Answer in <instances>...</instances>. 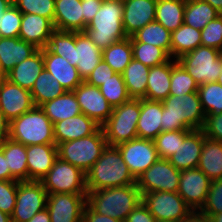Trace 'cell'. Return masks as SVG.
Masks as SVG:
<instances>
[{"label":"cell","instance_id":"1","mask_svg":"<svg viewBox=\"0 0 222 222\" xmlns=\"http://www.w3.org/2000/svg\"><path fill=\"white\" fill-rule=\"evenodd\" d=\"M162 104V131L203 129L206 114L198 92L169 95Z\"/></svg>","mask_w":222,"mask_h":222},{"label":"cell","instance_id":"2","mask_svg":"<svg viewBox=\"0 0 222 222\" xmlns=\"http://www.w3.org/2000/svg\"><path fill=\"white\" fill-rule=\"evenodd\" d=\"M136 184L117 146L107 145L86 173L87 191Z\"/></svg>","mask_w":222,"mask_h":222},{"label":"cell","instance_id":"3","mask_svg":"<svg viewBox=\"0 0 222 222\" xmlns=\"http://www.w3.org/2000/svg\"><path fill=\"white\" fill-rule=\"evenodd\" d=\"M87 192V204L96 213L121 221L142 202L137 184Z\"/></svg>","mask_w":222,"mask_h":222},{"label":"cell","instance_id":"4","mask_svg":"<svg viewBox=\"0 0 222 222\" xmlns=\"http://www.w3.org/2000/svg\"><path fill=\"white\" fill-rule=\"evenodd\" d=\"M123 10V0H103L99 11L87 25L84 32L101 50L127 38L122 24Z\"/></svg>","mask_w":222,"mask_h":222},{"label":"cell","instance_id":"5","mask_svg":"<svg viewBox=\"0 0 222 222\" xmlns=\"http://www.w3.org/2000/svg\"><path fill=\"white\" fill-rule=\"evenodd\" d=\"M9 138L25 146L55 144L53 123L40 106H34L10 122Z\"/></svg>","mask_w":222,"mask_h":222},{"label":"cell","instance_id":"6","mask_svg":"<svg viewBox=\"0 0 222 222\" xmlns=\"http://www.w3.org/2000/svg\"><path fill=\"white\" fill-rule=\"evenodd\" d=\"M107 145L103 129L100 127L87 137L58 144V157L87 173Z\"/></svg>","mask_w":222,"mask_h":222},{"label":"cell","instance_id":"7","mask_svg":"<svg viewBox=\"0 0 222 222\" xmlns=\"http://www.w3.org/2000/svg\"><path fill=\"white\" fill-rule=\"evenodd\" d=\"M140 111L141 99L133 98L113 108L112 114L101 126L108 145L117 146L138 138L137 123Z\"/></svg>","mask_w":222,"mask_h":222},{"label":"cell","instance_id":"8","mask_svg":"<svg viewBox=\"0 0 222 222\" xmlns=\"http://www.w3.org/2000/svg\"><path fill=\"white\" fill-rule=\"evenodd\" d=\"M198 86L217 82L222 71V51L200 45L177 59Z\"/></svg>","mask_w":222,"mask_h":222},{"label":"cell","instance_id":"9","mask_svg":"<svg viewBox=\"0 0 222 222\" xmlns=\"http://www.w3.org/2000/svg\"><path fill=\"white\" fill-rule=\"evenodd\" d=\"M46 192L87 194L86 173L72 164L61 160H55L52 168L41 180Z\"/></svg>","mask_w":222,"mask_h":222},{"label":"cell","instance_id":"10","mask_svg":"<svg viewBox=\"0 0 222 222\" xmlns=\"http://www.w3.org/2000/svg\"><path fill=\"white\" fill-rule=\"evenodd\" d=\"M142 203L159 222H181L192 211L177 192L144 193Z\"/></svg>","mask_w":222,"mask_h":222},{"label":"cell","instance_id":"11","mask_svg":"<svg viewBox=\"0 0 222 222\" xmlns=\"http://www.w3.org/2000/svg\"><path fill=\"white\" fill-rule=\"evenodd\" d=\"M48 193L41 181H17V195L12 222H28L46 208Z\"/></svg>","mask_w":222,"mask_h":222},{"label":"cell","instance_id":"12","mask_svg":"<svg viewBox=\"0 0 222 222\" xmlns=\"http://www.w3.org/2000/svg\"><path fill=\"white\" fill-rule=\"evenodd\" d=\"M181 171L177 170L168 159L159 158L136 180L141 194L149 192H177Z\"/></svg>","mask_w":222,"mask_h":222},{"label":"cell","instance_id":"13","mask_svg":"<svg viewBox=\"0 0 222 222\" xmlns=\"http://www.w3.org/2000/svg\"><path fill=\"white\" fill-rule=\"evenodd\" d=\"M117 147L136 180L159 159L154 140L136 138Z\"/></svg>","mask_w":222,"mask_h":222},{"label":"cell","instance_id":"14","mask_svg":"<svg viewBox=\"0 0 222 222\" xmlns=\"http://www.w3.org/2000/svg\"><path fill=\"white\" fill-rule=\"evenodd\" d=\"M102 60V50L85 32H71V53L69 63L77 67L85 80Z\"/></svg>","mask_w":222,"mask_h":222},{"label":"cell","instance_id":"15","mask_svg":"<svg viewBox=\"0 0 222 222\" xmlns=\"http://www.w3.org/2000/svg\"><path fill=\"white\" fill-rule=\"evenodd\" d=\"M87 194L49 193L46 208L51 222H82Z\"/></svg>","mask_w":222,"mask_h":222},{"label":"cell","instance_id":"16","mask_svg":"<svg viewBox=\"0 0 222 222\" xmlns=\"http://www.w3.org/2000/svg\"><path fill=\"white\" fill-rule=\"evenodd\" d=\"M211 180L199 169L181 171L177 193L192 210H200L204 205Z\"/></svg>","mask_w":222,"mask_h":222},{"label":"cell","instance_id":"17","mask_svg":"<svg viewBox=\"0 0 222 222\" xmlns=\"http://www.w3.org/2000/svg\"><path fill=\"white\" fill-rule=\"evenodd\" d=\"M73 92L80 105L81 113L90 117L98 125L102 126L112 114L113 107L102 95L99 87L83 81Z\"/></svg>","mask_w":222,"mask_h":222},{"label":"cell","instance_id":"18","mask_svg":"<svg viewBox=\"0 0 222 222\" xmlns=\"http://www.w3.org/2000/svg\"><path fill=\"white\" fill-rule=\"evenodd\" d=\"M31 92L5 79L0 86V109L11 122L34 107Z\"/></svg>","mask_w":222,"mask_h":222},{"label":"cell","instance_id":"19","mask_svg":"<svg viewBox=\"0 0 222 222\" xmlns=\"http://www.w3.org/2000/svg\"><path fill=\"white\" fill-rule=\"evenodd\" d=\"M156 3L157 0H123L122 24L127 37L155 21Z\"/></svg>","mask_w":222,"mask_h":222},{"label":"cell","instance_id":"20","mask_svg":"<svg viewBox=\"0 0 222 222\" xmlns=\"http://www.w3.org/2000/svg\"><path fill=\"white\" fill-rule=\"evenodd\" d=\"M205 139L202 129L191 130L168 160L179 171L197 168Z\"/></svg>","mask_w":222,"mask_h":222},{"label":"cell","instance_id":"21","mask_svg":"<svg viewBox=\"0 0 222 222\" xmlns=\"http://www.w3.org/2000/svg\"><path fill=\"white\" fill-rule=\"evenodd\" d=\"M28 181H41L58 158L56 144L26 146Z\"/></svg>","mask_w":222,"mask_h":222},{"label":"cell","instance_id":"22","mask_svg":"<svg viewBox=\"0 0 222 222\" xmlns=\"http://www.w3.org/2000/svg\"><path fill=\"white\" fill-rule=\"evenodd\" d=\"M101 126L90 117L80 113L53 124L55 144L87 137L94 134Z\"/></svg>","mask_w":222,"mask_h":222},{"label":"cell","instance_id":"23","mask_svg":"<svg viewBox=\"0 0 222 222\" xmlns=\"http://www.w3.org/2000/svg\"><path fill=\"white\" fill-rule=\"evenodd\" d=\"M54 31V24L48 18L34 14L22 15L19 38L35 45L38 49L48 46Z\"/></svg>","mask_w":222,"mask_h":222},{"label":"cell","instance_id":"24","mask_svg":"<svg viewBox=\"0 0 222 222\" xmlns=\"http://www.w3.org/2000/svg\"><path fill=\"white\" fill-rule=\"evenodd\" d=\"M44 68L52 74L66 91H74L84 80L77 67L65 58L53 54L47 47L43 48Z\"/></svg>","mask_w":222,"mask_h":222},{"label":"cell","instance_id":"25","mask_svg":"<svg viewBox=\"0 0 222 222\" xmlns=\"http://www.w3.org/2000/svg\"><path fill=\"white\" fill-rule=\"evenodd\" d=\"M39 49L19 37H0V69L6 75L15 65L28 59Z\"/></svg>","mask_w":222,"mask_h":222},{"label":"cell","instance_id":"26","mask_svg":"<svg viewBox=\"0 0 222 222\" xmlns=\"http://www.w3.org/2000/svg\"><path fill=\"white\" fill-rule=\"evenodd\" d=\"M53 24L55 30L83 32L81 0H55Z\"/></svg>","mask_w":222,"mask_h":222},{"label":"cell","instance_id":"27","mask_svg":"<svg viewBox=\"0 0 222 222\" xmlns=\"http://www.w3.org/2000/svg\"><path fill=\"white\" fill-rule=\"evenodd\" d=\"M44 69L43 49H39L28 59L18 63L6 74V79L31 91L34 82Z\"/></svg>","mask_w":222,"mask_h":222},{"label":"cell","instance_id":"28","mask_svg":"<svg viewBox=\"0 0 222 222\" xmlns=\"http://www.w3.org/2000/svg\"><path fill=\"white\" fill-rule=\"evenodd\" d=\"M162 101L141 99V111L137 123L138 138L154 140L161 132Z\"/></svg>","mask_w":222,"mask_h":222},{"label":"cell","instance_id":"29","mask_svg":"<svg viewBox=\"0 0 222 222\" xmlns=\"http://www.w3.org/2000/svg\"><path fill=\"white\" fill-rule=\"evenodd\" d=\"M172 58L167 62L150 67L147 88L146 100L163 101L170 94Z\"/></svg>","mask_w":222,"mask_h":222},{"label":"cell","instance_id":"30","mask_svg":"<svg viewBox=\"0 0 222 222\" xmlns=\"http://www.w3.org/2000/svg\"><path fill=\"white\" fill-rule=\"evenodd\" d=\"M40 108L53 124L81 113L73 91H66L63 95L43 103Z\"/></svg>","mask_w":222,"mask_h":222},{"label":"cell","instance_id":"31","mask_svg":"<svg viewBox=\"0 0 222 222\" xmlns=\"http://www.w3.org/2000/svg\"><path fill=\"white\" fill-rule=\"evenodd\" d=\"M197 168L211 181L222 179V142L206 137Z\"/></svg>","mask_w":222,"mask_h":222},{"label":"cell","instance_id":"32","mask_svg":"<svg viewBox=\"0 0 222 222\" xmlns=\"http://www.w3.org/2000/svg\"><path fill=\"white\" fill-rule=\"evenodd\" d=\"M9 171L17 181H28L26 146L8 138L1 146Z\"/></svg>","mask_w":222,"mask_h":222},{"label":"cell","instance_id":"33","mask_svg":"<svg viewBox=\"0 0 222 222\" xmlns=\"http://www.w3.org/2000/svg\"><path fill=\"white\" fill-rule=\"evenodd\" d=\"M150 67L132 59L122 73L128 94L133 99H144Z\"/></svg>","mask_w":222,"mask_h":222},{"label":"cell","instance_id":"34","mask_svg":"<svg viewBox=\"0 0 222 222\" xmlns=\"http://www.w3.org/2000/svg\"><path fill=\"white\" fill-rule=\"evenodd\" d=\"M186 0H157L155 21L170 32L184 23Z\"/></svg>","mask_w":222,"mask_h":222},{"label":"cell","instance_id":"35","mask_svg":"<svg viewBox=\"0 0 222 222\" xmlns=\"http://www.w3.org/2000/svg\"><path fill=\"white\" fill-rule=\"evenodd\" d=\"M200 45H202L201 31L183 23L177 30L171 32L170 57L177 60Z\"/></svg>","mask_w":222,"mask_h":222},{"label":"cell","instance_id":"36","mask_svg":"<svg viewBox=\"0 0 222 222\" xmlns=\"http://www.w3.org/2000/svg\"><path fill=\"white\" fill-rule=\"evenodd\" d=\"M221 15L204 0H186L184 24L201 31L210 21Z\"/></svg>","mask_w":222,"mask_h":222},{"label":"cell","instance_id":"37","mask_svg":"<svg viewBox=\"0 0 222 222\" xmlns=\"http://www.w3.org/2000/svg\"><path fill=\"white\" fill-rule=\"evenodd\" d=\"M30 92L34 105L40 106L49 100L63 95L66 90L61 86L59 81L44 68L34 82Z\"/></svg>","mask_w":222,"mask_h":222},{"label":"cell","instance_id":"38","mask_svg":"<svg viewBox=\"0 0 222 222\" xmlns=\"http://www.w3.org/2000/svg\"><path fill=\"white\" fill-rule=\"evenodd\" d=\"M130 38L131 42H142L160 47L170 55L171 32L157 21L148 23Z\"/></svg>","mask_w":222,"mask_h":222},{"label":"cell","instance_id":"39","mask_svg":"<svg viewBox=\"0 0 222 222\" xmlns=\"http://www.w3.org/2000/svg\"><path fill=\"white\" fill-rule=\"evenodd\" d=\"M102 59L116 72L123 73L133 59L131 38L127 37L102 50Z\"/></svg>","mask_w":222,"mask_h":222},{"label":"cell","instance_id":"40","mask_svg":"<svg viewBox=\"0 0 222 222\" xmlns=\"http://www.w3.org/2000/svg\"><path fill=\"white\" fill-rule=\"evenodd\" d=\"M133 59L148 67H154L167 62L171 57L162 48L155 45L131 42Z\"/></svg>","mask_w":222,"mask_h":222},{"label":"cell","instance_id":"41","mask_svg":"<svg viewBox=\"0 0 222 222\" xmlns=\"http://www.w3.org/2000/svg\"><path fill=\"white\" fill-rule=\"evenodd\" d=\"M197 92L206 116L222 113V85L220 83H204L199 86Z\"/></svg>","mask_w":222,"mask_h":222},{"label":"cell","instance_id":"42","mask_svg":"<svg viewBox=\"0 0 222 222\" xmlns=\"http://www.w3.org/2000/svg\"><path fill=\"white\" fill-rule=\"evenodd\" d=\"M99 89L113 108L131 99L121 73H114Z\"/></svg>","mask_w":222,"mask_h":222},{"label":"cell","instance_id":"43","mask_svg":"<svg viewBox=\"0 0 222 222\" xmlns=\"http://www.w3.org/2000/svg\"><path fill=\"white\" fill-rule=\"evenodd\" d=\"M199 86L189 73L177 62L172 59L170 94L182 96L192 92H197Z\"/></svg>","mask_w":222,"mask_h":222},{"label":"cell","instance_id":"44","mask_svg":"<svg viewBox=\"0 0 222 222\" xmlns=\"http://www.w3.org/2000/svg\"><path fill=\"white\" fill-rule=\"evenodd\" d=\"M191 130L162 131L155 139V147L159 158L169 159L183 143L184 137Z\"/></svg>","mask_w":222,"mask_h":222},{"label":"cell","instance_id":"45","mask_svg":"<svg viewBox=\"0 0 222 222\" xmlns=\"http://www.w3.org/2000/svg\"><path fill=\"white\" fill-rule=\"evenodd\" d=\"M13 5L22 14H34L54 22L55 0H13Z\"/></svg>","mask_w":222,"mask_h":222},{"label":"cell","instance_id":"46","mask_svg":"<svg viewBox=\"0 0 222 222\" xmlns=\"http://www.w3.org/2000/svg\"><path fill=\"white\" fill-rule=\"evenodd\" d=\"M22 15L14 5L6 10L0 21V37H19Z\"/></svg>","mask_w":222,"mask_h":222},{"label":"cell","instance_id":"47","mask_svg":"<svg viewBox=\"0 0 222 222\" xmlns=\"http://www.w3.org/2000/svg\"><path fill=\"white\" fill-rule=\"evenodd\" d=\"M199 211L208 216L222 213V179L211 181L206 201Z\"/></svg>","mask_w":222,"mask_h":222},{"label":"cell","instance_id":"48","mask_svg":"<svg viewBox=\"0 0 222 222\" xmlns=\"http://www.w3.org/2000/svg\"><path fill=\"white\" fill-rule=\"evenodd\" d=\"M201 42L203 46L222 51V14L201 30Z\"/></svg>","mask_w":222,"mask_h":222},{"label":"cell","instance_id":"49","mask_svg":"<svg viewBox=\"0 0 222 222\" xmlns=\"http://www.w3.org/2000/svg\"><path fill=\"white\" fill-rule=\"evenodd\" d=\"M47 48L56 55L70 61L71 32L55 30L51 36Z\"/></svg>","mask_w":222,"mask_h":222},{"label":"cell","instance_id":"50","mask_svg":"<svg viewBox=\"0 0 222 222\" xmlns=\"http://www.w3.org/2000/svg\"><path fill=\"white\" fill-rule=\"evenodd\" d=\"M17 180H0V210L12 215L16 204Z\"/></svg>","mask_w":222,"mask_h":222},{"label":"cell","instance_id":"51","mask_svg":"<svg viewBox=\"0 0 222 222\" xmlns=\"http://www.w3.org/2000/svg\"><path fill=\"white\" fill-rule=\"evenodd\" d=\"M202 130L205 137L222 142V113L207 115Z\"/></svg>","mask_w":222,"mask_h":222},{"label":"cell","instance_id":"52","mask_svg":"<svg viewBox=\"0 0 222 222\" xmlns=\"http://www.w3.org/2000/svg\"><path fill=\"white\" fill-rule=\"evenodd\" d=\"M116 73L103 59L84 80L86 83L99 87Z\"/></svg>","mask_w":222,"mask_h":222},{"label":"cell","instance_id":"53","mask_svg":"<svg viewBox=\"0 0 222 222\" xmlns=\"http://www.w3.org/2000/svg\"><path fill=\"white\" fill-rule=\"evenodd\" d=\"M103 0H81L83 8V32L99 11Z\"/></svg>","mask_w":222,"mask_h":222},{"label":"cell","instance_id":"54","mask_svg":"<svg viewBox=\"0 0 222 222\" xmlns=\"http://www.w3.org/2000/svg\"><path fill=\"white\" fill-rule=\"evenodd\" d=\"M124 222H156V219L141 202L132 212L128 214Z\"/></svg>","mask_w":222,"mask_h":222},{"label":"cell","instance_id":"55","mask_svg":"<svg viewBox=\"0 0 222 222\" xmlns=\"http://www.w3.org/2000/svg\"><path fill=\"white\" fill-rule=\"evenodd\" d=\"M82 222H124L113 217L100 215L96 213L88 204H86L83 211Z\"/></svg>","mask_w":222,"mask_h":222},{"label":"cell","instance_id":"56","mask_svg":"<svg viewBox=\"0 0 222 222\" xmlns=\"http://www.w3.org/2000/svg\"><path fill=\"white\" fill-rule=\"evenodd\" d=\"M0 180H16L9 171L7 159H5L4 153L0 148Z\"/></svg>","mask_w":222,"mask_h":222},{"label":"cell","instance_id":"57","mask_svg":"<svg viewBox=\"0 0 222 222\" xmlns=\"http://www.w3.org/2000/svg\"><path fill=\"white\" fill-rule=\"evenodd\" d=\"M9 125L10 122L0 109V146L9 138Z\"/></svg>","mask_w":222,"mask_h":222},{"label":"cell","instance_id":"58","mask_svg":"<svg viewBox=\"0 0 222 222\" xmlns=\"http://www.w3.org/2000/svg\"><path fill=\"white\" fill-rule=\"evenodd\" d=\"M181 222H212V220L199 210H192Z\"/></svg>","mask_w":222,"mask_h":222},{"label":"cell","instance_id":"59","mask_svg":"<svg viewBox=\"0 0 222 222\" xmlns=\"http://www.w3.org/2000/svg\"><path fill=\"white\" fill-rule=\"evenodd\" d=\"M28 222H51L47 208L37 212Z\"/></svg>","mask_w":222,"mask_h":222},{"label":"cell","instance_id":"60","mask_svg":"<svg viewBox=\"0 0 222 222\" xmlns=\"http://www.w3.org/2000/svg\"><path fill=\"white\" fill-rule=\"evenodd\" d=\"M13 5V0H0V21L1 17L6 10H8Z\"/></svg>","mask_w":222,"mask_h":222},{"label":"cell","instance_id":"61","mask_svg":"<svg viewBox=\"0 0 222 222\" xmlns=\"http://www.w3.org/2000/svg\"><path fill=\"white\" fill-rule=\"evenodd\" d=\"M209 3L214 9L222 14V0H204Z\"/></svg>","mask_w":222,"mask_h":222},{"label":"cell","instance_id":"62","mask_svg":"<svg viewBox=\"0 0 222 222\" xmlns=\"http://www.w3.org/2000/svg\"><path fill=\"white\" fill-rule=\"evenodd\" d=\"M0 222H12L11 216L0 210Z\"/></svg>","mask_w":222,"mask_h":222},{"label":"cell","instance_id":"63","mask_svg":"<svg viewBox=\"0 0 222 222\" xmlns=\"http://www.w3.org/2000/svg\"><path fill=\"white\" fill-rule=\"evenodd\" d=\"M212 222H222V213L214 214L213 216H209Z\"/></svg>","mask_w":222,"mask_h":222},{"label":"cell","instance_id":"64","mask_svg":"<svg viewBox=\"0 0 222 222\" xmlns=\"http://www.w3.org/2000/svg\"><path fill=\"white\" fill-rule=\"evenodd\" d=\"M5 79H6V75L0 70V86Z\"/></svg>","mask_w":222,"mask_h":222},{"label":"cell","instance_id":"65","mask_svg":"<svg viewBox=\"0 0 222 222\" xmlns=\"http://www.w3.org/2000/svg\"><path fill=\"white\" fill-rule=\"evenodd\" d=\"M217 82L222 85V71H221V74L219 75Z\"/></svg>","mask_w":222,"mask_h":222}]
</instances>
